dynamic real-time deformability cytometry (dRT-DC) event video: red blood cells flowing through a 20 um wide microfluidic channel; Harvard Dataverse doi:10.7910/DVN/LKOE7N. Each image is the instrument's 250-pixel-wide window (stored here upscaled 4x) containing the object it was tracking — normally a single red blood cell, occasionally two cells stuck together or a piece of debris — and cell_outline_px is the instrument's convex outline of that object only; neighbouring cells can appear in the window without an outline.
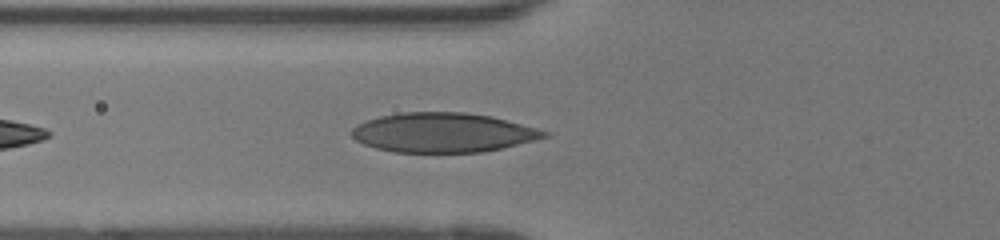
{"species": "human", "species_latin": "Homo sapiens", "temperature_condition": "room temperature", "stored_images_in_passage": 29, "camera_frame_rate_fps": 3000, "um_per_image_px": 0.085, "donor": {"sex": "female"}, "frame": {"image": 1, "passage_image": 4, "time_ms": 1.0, "image_size_px": [1000, 240], "cell_outline_px": [[548, 136], [484, 152], [392, 152], [376, 148], [364, 144], [356, 140], [348, 132], [356, 124], [380, 116], [400, 112], [464, 112], [492, 116], [536, 128], [548, 132]], "centroid_in_image_um": [37.58, 11.26], "position_along_channel_um": 88.2, "area_um2": 44.1}}
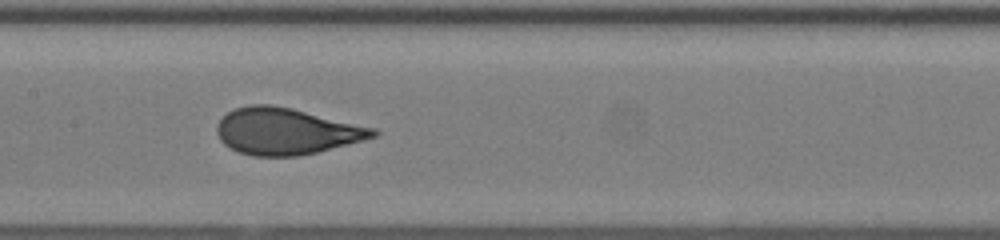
{"frame": {"image": 2, "passage_image": 11, "time_ms": 3.333, "image_size_px": [1000, 240], "cell_outline_px": [[380, 132], [376, 136], [364, 140], [316, 152], [296, 156], [252, 156], [236, 152], [228, 148], [220, 140], [216, 132], [216, 124], [228, 112], [236, 108], [248, 104], [268, 104], [292, 108], [376, 128]], "centroid_in_image_um": [24.3, 11.16], "position_along_channel_um": 183.1, "area_um2": 42.48}}
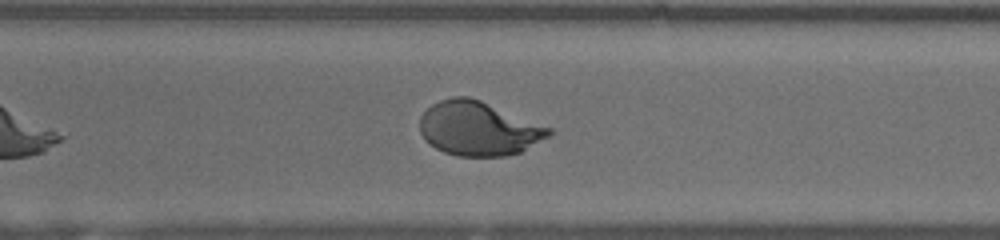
{"frame": {"image": 3, "passage_image": 22, "time_ms": 7.0, "image_size_px": [1000, 240], "cell_outline_px": [[552, 132], [548, 136], [520, 152], [508, 156], [456, 156], [444, 152], [436, 148], [424, 140], [420, 132], [420, 116], [432, 104], [440, 100], [452, 96], [468, 96], [480, 100], [552, 128]], "centroid_in_image_um": [40.64, 10.93], "position_along_channel_um": 330.0, "area_um2": 40.58}, "authors_computed_cell_mechanics": {"area_um2": 42.1362, "velocity_mm_per_s": 4.0233, "shape_relaxation_time_tau1_ms": 5.5182, "shape_relaxation_time_tau2_ms": null, "deformation_change_tau1": 0.2586, "deformation_change_tau2": null}}